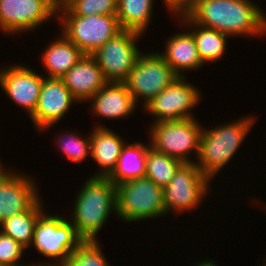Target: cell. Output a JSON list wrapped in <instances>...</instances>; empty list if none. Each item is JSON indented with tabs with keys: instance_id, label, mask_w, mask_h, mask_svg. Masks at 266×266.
I'll return each mask as SVG.
<instances>
[{
	"instance_id": "cell-30",
	"label": "cell",
	"mask_w": 266,
	"mask_h": 266,
	"mask_svg": "<svg viewBox=\"0 0 266 266\" xmlns=\"http://www.w3.org/2000/svg\"><path fill=\"white\" fill-rule=\"evenodd\" d=\"M169 12L175 17L185 16L194 6L196 0H163Z\"/></svg>"
},
{
	"instance_id": "cell-14",
	"label": "cell",
	"mask_w": 266,
	"mask_h": 266,
	"mask_svg": "<svg viewBox=\"0 0 266 266\" xmlns=\"http://www.w3.org/2000/svg\"><path fill=\"white\" fill-rule=\"evenodd\" d=\"M7 170L0 174V223L28 211L41 198L31 176Z\"/></svg>"
},
{
	"instance_id": "cell-6",
	"label": "cell",
	"mask_w": 266,
	"mask_h": 266,
	"mask_svg": "<svg viewBox=\"0 0 266 266\" xmlns=\"http://www.w3.org/2000/svg\"><path fill=\"white\" fill-rule=\"evenodd\" d=\"M116 216L125 222L155 219L166 215L163 188L143 177L116 185Z\"/></svg>"
},
{
	"instance_id": "cell-17",
	"label": "cell",
	"mask_w": 266,
	"mask_h": 266,
	"mask_svg": "<svg viewBox=\"0 0 266 266\" xmlns=\"http://www.w3.org/2000/svg\"><path fill=\"white\" fill-rule=\"evenodd\" d=\"M89 101L94 115L109 120L129 117L137 106L123 82H108Z\"/></svg>"
},
{
	"instance_id": "cell-19",
	"label": "cell",
	"mask_w": 266,
	"mask_h": 266,
	"mask_svg": "<svg viewBox=\"0 0 266 266\" xmlns=\"http://www.w3.org/2000/svg\"><path fill=\"white\" fill-rule=\"evenodd\" d=\"M165 44V51L159 54L178 77H186L187 70L191 72L204 66L190 31L171 35Z\"/></svg>"
},
{
	"instance_id": "cell-31",
	"label": "cell",
	"mask_w": 266,
	"mask_h": 266,
	"mask_svg": "<svg viewBox=\"0 0 266 266\" xmlns=\"http://www.w3.org/2000/svg\"><path fill=\"white\" fill-rule=\"evenodd\" d=\"M217 263H216V261H212V259L210 260V259H208V260H204V261H200L199 263H195V264H193V266H218V265H216Z\"/></svg>"
},
{
	"instance_id": "cell-13",
	"label": "cell",
	"mask_w": 266,
	"mask_h": 266,
	"mask_svg": "<svg viewBox=\"0 0 266 266\" xmlns=\"http://www.w3.org/2000/svg\"><path fill=\"white\" fill-rule=\"evenodd\" d=\"M74 102L78 103V100L68 90L61 78L45 77L37 106L30 117L35 129L43 132L59 123Z\"/></svg>"
},
{
	"instance_id": "cell-1",
	"label": "cell",
	"mask_w": 266,
	"mask_h": 266,
	"mask_svg": "<svg viewBox=\"0 0 266 266\" xmlns=\"http://www.w3.org/2000/svg\"><path fill=\"white\" fill-rule=\"evenodd\" d=\"M186 16L230 37L266 35V14L252 0H196Z\"/></svg>"
},
{
	"instance_id": "cell-7",
	"label": "cell",
	"mask_w": 266,
	"mask_h": 266,
	"mask_svg": "<svg viewBox=\"0 0 266 266\" xmlns=\"http://www.w3.org/2000/svg\"><path fill=\"white\" fill-rule=\"evenodd\" d=\"M150 147L155 151L180 160L196 163L188 156L194 151L198 159L203 126L196 118L151 123Z\"/></svg>"
},
{
	"instance_id": "cell-32",
	"label": "cell",
	"mask_w": 266,
	"mask_h": 266,
	"mask_svg": "<svg viewBox=\"0 0 266 266\" xmlns=\"http://www.w3.org/2000/svg\"><path fill=\"white\" fill-rule=\"evenodd\" d=\"M5 170L6 168H4V166L2 165L1 159H0V174L4 172Z\"/></svg>"
},
{
	"instance_id": "cell-21",
	"label": "cell",
	"mask_w": 266,
	"mask_h": 266,
	"mask_svg": "<svg viewBox=\"0 0 266 266\" xmlns=\"http://www.w3.org/2000/svg\"><path fill=\"white\" fill-rule=\"evenodd\" d=\"M149 144L134 142L125 144L118 158L116 168L108 179L118 185L132 179L143 178L146 173V156Z\"/></svg>"
},
{
	"instance_id": "cell-22",
	"label": "cell",
	"mask_w": 266,
	"mask_h": 266,
	"mask_svg": "<svg viewBox=\"0 0 266 266\" xmlns=\"http://www.w3.org/2000/svg\"><path fill=\"white\" fill-rule=\"evenodd\" d=\"M179 19L184 26L187 25L191 28L190 32L194 37L200 59L204 65L206 62L216 63V61L222 59L224 54H226L228 35L220 33L213 28L194 24L186 15L179 17Z\"/></svg>"
},
{
	"instance_id": "cell-23",
	"label": "cell",
	"mask_w": 266,
	"mask_h": 266,
	"mask_svg": "<svg viewBox=\"0 0 266 266\" xmlns=\"http://www.w3.org/2000/svg\"><path fill=\"white\" fill-rule=\"evenodd\" d=\"M41 198L26 212L15 214L0 223V231L12 237L24 248H28L33 240L35 224L44 211ZM43 207V208H42Z\"/></svg>"
},
{
	"instance_id": "cell-24",
	"label": "cell",
	"mask_w": 266,
	"mask_h": 266,
	"mask_svg": "<svg viewBox=\"0 0 266 266\" xmlns=\"http://www.w3.org/2000/svg\"><path fill=\"white\" fill-rule=\"evenodd\" d=\"M153 1L155 0H117V18L122 30L143 35L151 23Z\"/></svg>"
},
{
	"instance_id": "cell-4",
	"label": "cell",
	"mask_w": 266,
	"mask_h": 266,
	"mask_svg": "<svg viewBox=\"0 0 266 266\" xmlns=\"http://www.w3.org/2000/svg\"><path fill=\"white\" fill-rule=\"evenodd\" d=\"M57 17L62 34L86 55L122 31L117 15H74L62 2L58 3Z\"/></svg>"
},
{
	"instance_id": "cell-27",
	"label": "cell",
	"mask_w": 266,
	"mask_h": 266,
	"mask_svg": "<svg viewBox=\"0 0 266 266\" xmlns=\"http://www.w3.org/2000/svg\"><path fill=\"white\" fill-rule=\"evenodd\" d=\"M56 145L63 154L67 156V159L74 163H82V160L84 161L85 158H87L89 155H91V138L90 135L85 139L77 135V133H67V134H61L56 135Z\"/></svg>"
},
{
	"instance_id": "cell-25",
	"label": "cell",
	"mask_w": 266,
	"mask_h": 266,
	"mask_svg": "<svg viewBox=\"0 0 266 266\" xmlns=\"http://www.w3.org/2000/svg\"><path fill=\"white\" fill-rule=\"evenodd\" d=\"M182 164L180 160L149 147L146 156L145 177L164 188Z\"/></svg>"
},
{
	"instance_id": "cell-11",
	"label": "cell",
	"mask_w": 266,
	"mask_h": 266,
	"mask_svg": "<svg viewBox=\"0 0 266 266\" xmlns=\"http://www.w3.org/2000/svg\"><path fill=\"white\" fill-rule=\"evenodd\" d=\"M185 78L177 77L167 88L143 106L144 111L155 116V121L151 123L195 118L191 110L201 101V91Z\"/></svg>"
},
{
	"instance_id": "cell-9",
	"label": "cell",
	"mask_w": 266,
	"mask_h": 266,
	"mask_svg": "<svg viewBox=\"0 0 266 266\" xmlns=\"http://www.w3.org/2000/svg\"><path fill=\"white\" fill-rule=\"evenodd\" d=\"M209 184L210 180L196 163H183L163 188L166 215L168 212L180 214L197 209L209 193Z\"/></svg>"
},
{
	"instance_id": "cell-28",
	"label": "cell",
	"mask_w": 266,
	"mask_h": 266,
	"mask_svg": "<svg viewBox=\"0 0 266 266\" xmlns=\"http://www.w3.org/2000/svg\"><path fill=\"white\" fill-rule=\"evenodd\" d=\"M62 3L74 15H117L118 12L117 0H63Z\"/></svg>"
},
{
	"instance_id": "cell-3",
	"label": "cell",
	"mask_w": 266,
	"mask_h": 266,
	"mask_svg": "<svg viewBox=\"0 0 266 266\" xmlns=\"http://www.w3.org/2000/svg\"><path fill=\"white\" fill-rule=\"evenodd\" d=\"M256 119L248 115L232 123L213 126L212 129L203 128L196 165L211 182L237 153Z\"/></svg>"
},
{
	"instance_id": "cell-26",
	"label": "cell",
	"mask_w": 266,
	"mask_h": 266,
	"mask_svg": "<svg viewBox=\"0 0 266 266\" xmlns=\"http://www.w3.org/2000/svg\"><path fill=\"white\" fill-rule=\"evenodd\" d=\"M61 266H111L99 241H83Z\"/></svg>"
},
{
	"instance_id": "cell-16",
	"label": "cell",
	"mask_w": 266,
	"mask_h": 266,
	"mask_svg": "<svg viewBox=\"0 0 266 266\" xmlns=\"http://www.w3.org/2000/svg\"><path fill=\"white\" fill-rule=\"evenodd\" d=\"M61 79L82 103L89 102L108 83L94 57L86 54Z\"/></svg>"
},
{
	"instance_id": "cell-8",
	"label": "cell",
	"mask_w": 266,
	"mask_h": 266,
	"mask_svg": "<svg viewBox=\"0 0 266 266\" xmlns=\"http://www.w3.org/2000/svg\"><path fill=\"white\" fill-rule=\"evenodd\" d=\"M178 76L157 52H144L123 81L134 101L142 98L145 106L152 98L167 88Z\"/></svg>"
},
{
	"instance_id": "cell-12",
	"label": "cell",
	"mask_w": 266,
	"mask_h": 266,
	"mask_svg": "<svg viewBox=\"0 0 266 266\" xmlns=\"http://www.w3.org/2000/svg\"><path fill=\"white\" fill-rule=\"evenodd\" d=\"M57 8L56 0H0V31L9 35L33 32L56 17Z\"/></svg>"
},
{
	"instance_id": "cell-29",
	"label": "cell",
	"mask_w": 266,
	"mask_h": 266,
	"mask_svg": "<svg viewBox=\"0 0 266 266\" xmlns=\"http://www.w3.org/2000/svg\"><path fill=\"white\" fill-rule=\"evenodd\" d=\"M25 248L9 235L0 231V265L1 266H31L20 264L19 261Z\"/></svg>"
},
{
	"instance_id": "cell-5",
	"label": "cell",
	"mask_w": 266,
	"mask_h": 266,
	"mask_svg": "<svg viewBox=\"0 0 266 266\" xmlns=\"http://www.w3.org/2000/svg\"><path fill=\"white\" fill-rule=\"evenodd\" d=\"M83 241L75 226L64 216L47 214L44 210L35 224L31 245L53 262L39 261L31 266H61Z\"/></svg>"
},
{
	"instance_id": "cell-18",
	"label": "cell",
	"mask_w": 266,
	"mask_h": 266,
	"mask_svg": "<svg viewBox=\"0 0 266 266\" xmlns=\"http://www.w3.org/2000/svg\"><path fill=\"white\" fill-rule=\"evenodd\" d=\"M91 156L100 169L92 177L108 178L116 168L122 148L127 143L111 129L102 124L90 134Z\"/></svg>"
},
{
	"instance_id": "cell-10",
	"label": "cell",
	"mask_w": 266,
	"mask_h": 266,
	"mask_svg": "<svg viewBox=\"0 0 266 266\" xmlns=\"http://www.w3.org/2000/svg\"><path fill=\"white\" fill-rule=\"evenodd\" d=\"M142 34L122 30L91 54L108 82H123L142 51L136 46Z\"/></svg>"
},
{
	"instance_id": "cell-15",
	"label": "cell",
	"mask_w": 266,
	"mask_h": 266,
	"mask_svg": "<svg viewBox=\"0 0 266 266\" xmlns=\"http://www.w3.org/2000/svg\"><path fill=\"white\" fill-rule=\"evenodd\" d=\"M4 65L0 69V86L6 96L14 103L23 107L31 117L37 106L40 89L45 78L42 74L29 68V66Z\"/></svg>"
},
{
	"instance_id": "cell-20",
	"label": "cell",
	"mask_w": 266,
	"mask_h": 266,
	"mask_svg": "<svg viewBox=\"0 0 266 266\" xmlns=\"http://www.w3.org/2000/svg\"><path fill=\"white\" fill-rule=\"evenodd\" d=\"M42 54V63L48 73L47 78H61L84 55V53L68 40L62 33L58 39L50 42Z\"/></svg>"
},
{
	"instance_id": "cell-2",
	"label": "cell",
	"mask_w": 266,
	"mask_h": 266,
	"mask_svg": "<svg viewBox=\"0 0 266 266\" xmlns=\"http://www.w3.org/2000/svg\"><path fill=\"white\" fill-rule=\"evenodd\" d=\"M69 220L84 240H98L96 236L111 213H117V188L108 178L89 177L77 191Z\"/></svg>"
}]
</instances>
